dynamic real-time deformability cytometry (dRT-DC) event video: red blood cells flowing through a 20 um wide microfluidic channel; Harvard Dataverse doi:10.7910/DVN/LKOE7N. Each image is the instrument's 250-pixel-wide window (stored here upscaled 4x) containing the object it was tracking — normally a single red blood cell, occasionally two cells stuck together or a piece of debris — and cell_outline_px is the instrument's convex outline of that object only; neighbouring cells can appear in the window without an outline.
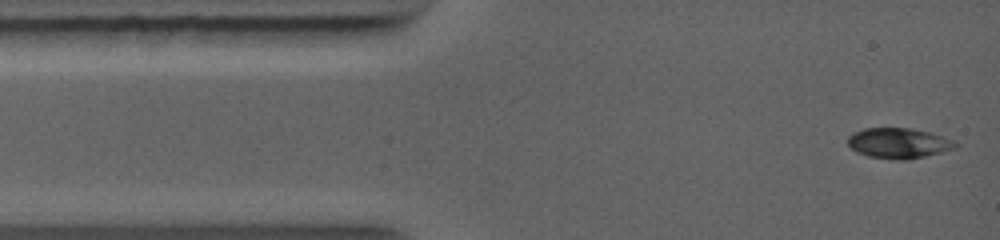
{"species": "common noctule bat (a hibernating species)", "species_latin": "Nyctalus noctula", "temperature_condition": "warm", "stored_images_in_passage": 15, "camera_frame_rate_fps": 5000, "um_per_image_px": 0.085, "animal": {"sex": "female", "body_mass_g": 19.0, "forearm_length_mm": 56.7}, "frame": {"image": 1, "passage_image": 1, "time_ms": 0.0, "image_size_px": [1000, 240], "cell_outline_px": [[960, 144], [956, 148], [908, 160], [896, 160], [868, 156], [856, 152], [848, 144], [848, 136], [852, 132], [864, 128], [912, 128], [932, 132], [952, 140]], "centroid_in_image_um": [76.38, 12.16], "position_along_channel_um": 8.6, "area_um2": 19.19}}
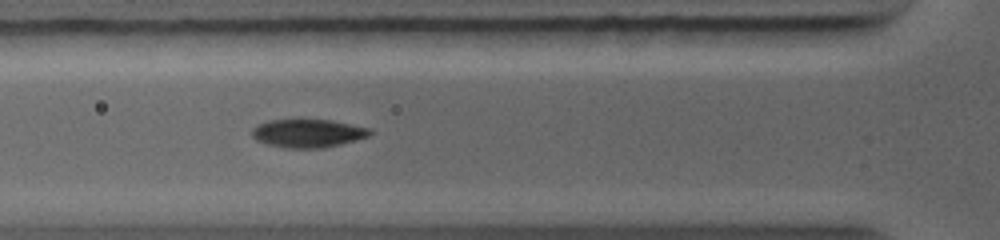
{"frame": {"image": 2, "passage_image": 9, "time_ms": 3.2, "image_size_px": [1000, 240], "cell_outline_px": [[372, 132], [368, 136], [356, 140], [324, 148], [284, 148], [268, 144], [256, 140], [252, 136], [252, 128], [256, 124], [268, 120], [332, 120], [372, 128]], "centroid_in_image_um": [26.17, 11.32], "position_along_channel_um": 99.6, "area_um2": 19.54}}
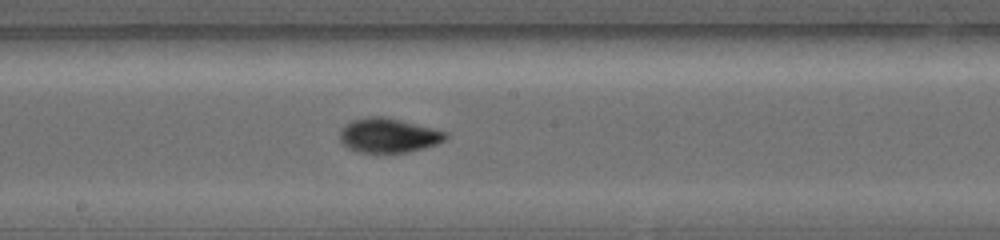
{"frame": {"image": 3, "passage_image": 15, "time_ms": 5.6, "image_size_px": [1000, 240], "cell_outline_px": [[448, 136], [444, 140], [436, 144], [424, 148], [408, 152], [360, 152], [348, 148], [340, 140], [340, 128], [344, 124], [352, 120], [368, 116], [384, 116], [448, 132]], "centroid_in_image_um": [33.0, 11.5], "position_along_channel_um": 215.2, "area_um2": 21.15}}